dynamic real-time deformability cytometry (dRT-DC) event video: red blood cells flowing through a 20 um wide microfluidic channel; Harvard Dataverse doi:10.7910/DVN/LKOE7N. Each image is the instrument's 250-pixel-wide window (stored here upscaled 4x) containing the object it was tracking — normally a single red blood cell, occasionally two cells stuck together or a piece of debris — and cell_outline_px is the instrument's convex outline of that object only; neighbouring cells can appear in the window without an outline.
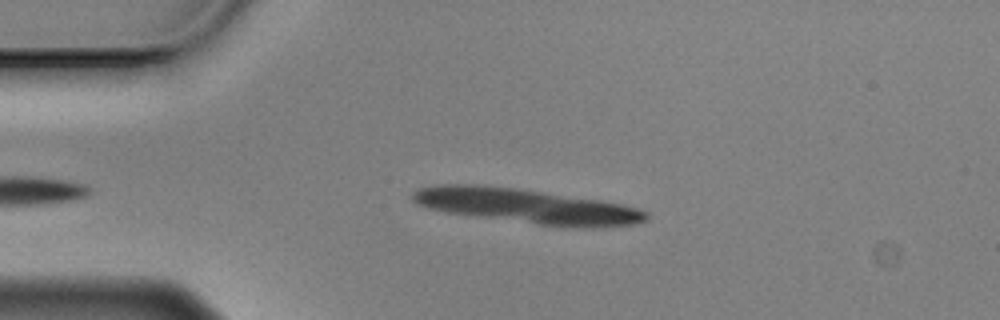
{"species": "Egyptian fruit bat (a non-hibernating species)", "species_latin": "Rousettus aegyptiacus", "temperature_condition": "cold", "stored_images_in_passage": 15, "camera_frame_rate_fps": 3000, "um_per_image_px": 0.085, "animal": {"sex": "male"}, "frame": {"image": 1, "passage_image": 11, "time_ms": 3.333, "image_size_px": [1000, 320], "cell_outline_px": [[644, 216], [636, 220], [540, 220], [448, 208], [428, 204], [420, 200], [420, 192], [436, 188], [484, 188], [520, 192], [604, 204], [624, 208], [640, 212]], "centroid_in_image_um": [44.57, 17.43], "position_along_channel_um": 40.4, "area_um2": 31.91}}